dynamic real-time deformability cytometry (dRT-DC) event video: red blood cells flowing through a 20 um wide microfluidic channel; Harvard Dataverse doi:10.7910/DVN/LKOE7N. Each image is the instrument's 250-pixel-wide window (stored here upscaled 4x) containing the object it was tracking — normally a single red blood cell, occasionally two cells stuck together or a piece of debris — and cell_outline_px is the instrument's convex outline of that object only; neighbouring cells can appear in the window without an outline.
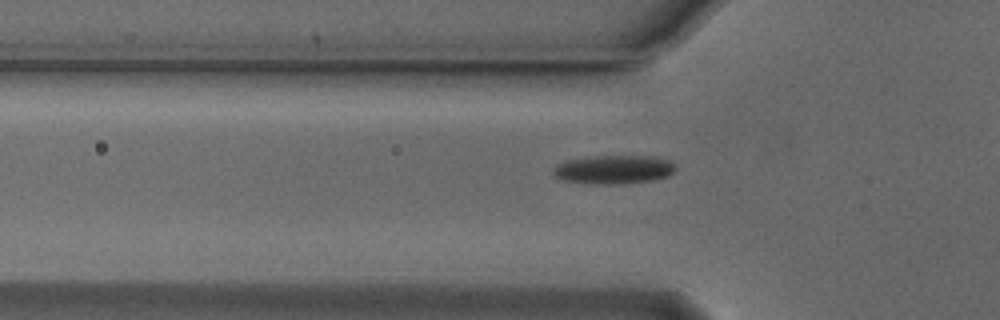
{"species": "Egyptian fruit bat (a non-hibernating species)", "species_latin": "Rousettus aegyptiacus", "temperature_condition": "cold", "stored_images_in_passage": 37, "camera_frame_rate_fps": 3000, "um_per_image_px": 0.085, "animal": {"sex": "male"}, "frame": {"image": 1, "passage_image": 7, "time_ms": 2.0, "image_size_px": [1000, 320], "cell_outline_px": [[676, 168], [668, 176], [652, 180], [624, 184], [592, 184], [564, 180], [552, 176], [552, 168], [556, 164], [564, 160], [596, 156], [652, 156], [668, 160]], "centroid_in_image_um": [52.1, 14.41], "position_along_channel_um": 73.7, "area_um2": 20.58}}
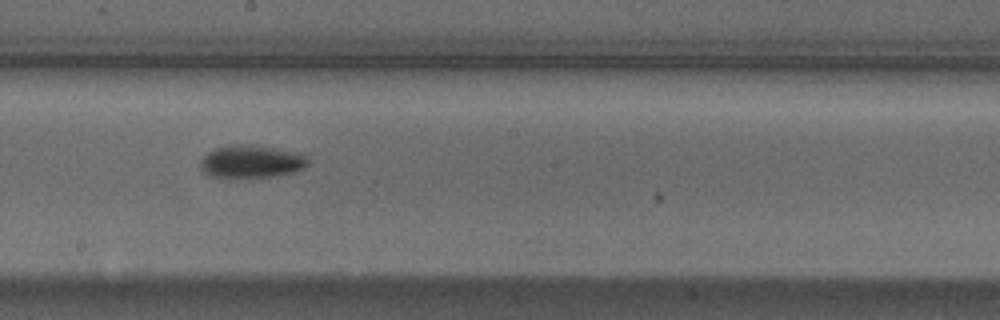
{"frame": {"image": 2, "passage_image": 19, "time_ms": 6.0, "image_size_px": [1000, 320], "cell_outline_px": [[308, 164], [304, 168], [292, 172], [272, 176], [208, 176], [200, 168], [200, 160], [208, 152], [216, 148], [232, 144], [256, 144], [300, 152], [308, 160]], "centroid_in_image_um": [21.37, 13.69], "position_along_channel_um": 226.8, "area_um2": 20.4}}
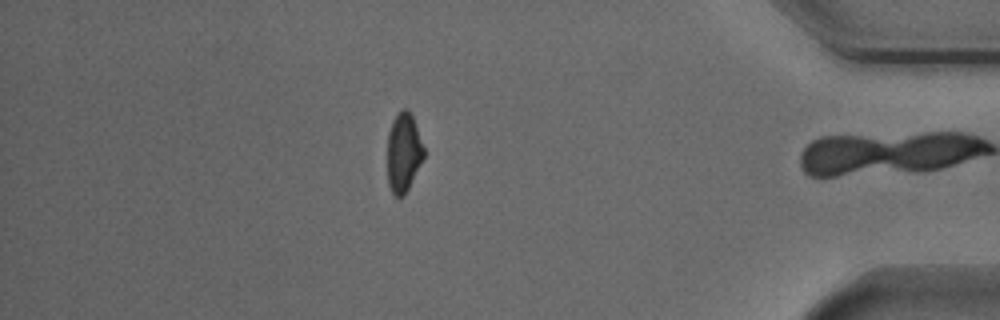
{"frame": {"image": 3, "passage_image": 36, "time_ms": 11.667, "image_size_px": [1000, 320], "cell_outline_px": [[424, 156], [404, 196], [396, 196], [392, 192], [388, 184], [388, 132], [392, 120], [404, 108], [408, 108], [412, 112], [424, 148]], "centroid_in_image_um": [34.3, 12.92], "position_along_channel_um": 400.9, "area_um2": 16.7}, "authors_computed_cell_mechanics": {"area_um2": 19.363, "velocity_mm_per_s": 3.8243, "shape_relaxation_time_tau1_ms": 4.8329, "shape_relaxation_time_tau2_ms": null, "deformation_change_tau1": 0.1228, "deformation_change_tau2": null}}